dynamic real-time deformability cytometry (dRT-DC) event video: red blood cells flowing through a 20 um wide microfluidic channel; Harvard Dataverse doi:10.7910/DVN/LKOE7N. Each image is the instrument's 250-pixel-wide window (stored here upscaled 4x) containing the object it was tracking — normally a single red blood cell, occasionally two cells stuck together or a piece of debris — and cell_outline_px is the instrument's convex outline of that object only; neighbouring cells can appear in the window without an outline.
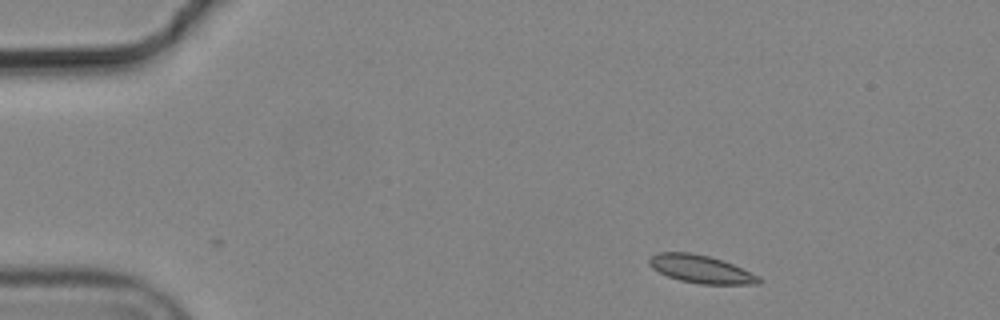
{"species": "common noctule bat (a hibernating species)", "species_latin": "Nyctalus noctula", "temperature_condition": "cold", "stored_images_in_passage": 5, "camera_frame_rate_fps": 3000, "um_per_image_px": 0.085, "animal": {"sex": "male", "body_mass_g": 19.2, "forearm_length_mm": 51.8}, "frame": {"image": 1, "passage_image": 1, "time_ms": 0.0, "image_size_px": [1000, 320], "cell_outline_px": [[764, 280], [760, 284], [700, 284], [680, 280], [668, 276], [652, 268], [648, 264], [648, 260], [656, 252], [688, 252], [708, 256], [732, 264], [760, 276]], "centroid_in_image_um": [59.59, 22.88], "position_along_channel_um": 25.4, "area_um2": 17.74}}
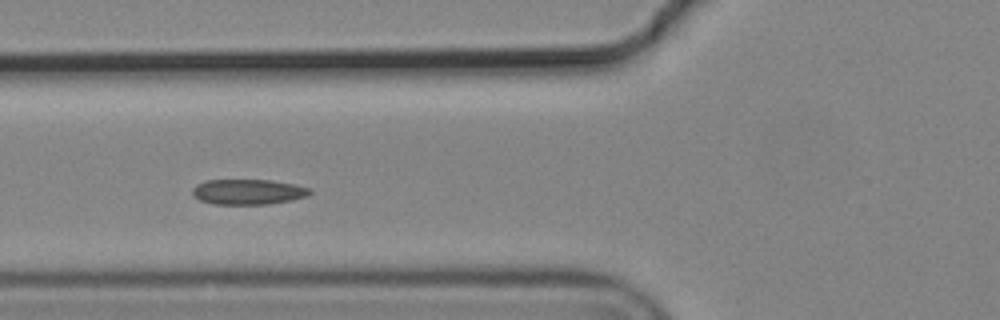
{"frame": {"image": 2, "passage_image": 4, "time_ms": 1.0, "image_size_px": [1000, 320], "cell_outline_px": [[312, 192], [308, 196], [292, 200], [268, 204], [212, 204], [200, 200], [192, 192], [192, 188], [196, 184], [204, 180], [272, 180], [312, 188]], "centroid_in_image_um": [21.1, 16.3], "position_along_channel_um": 104.7, "area_um2": 17.4}}
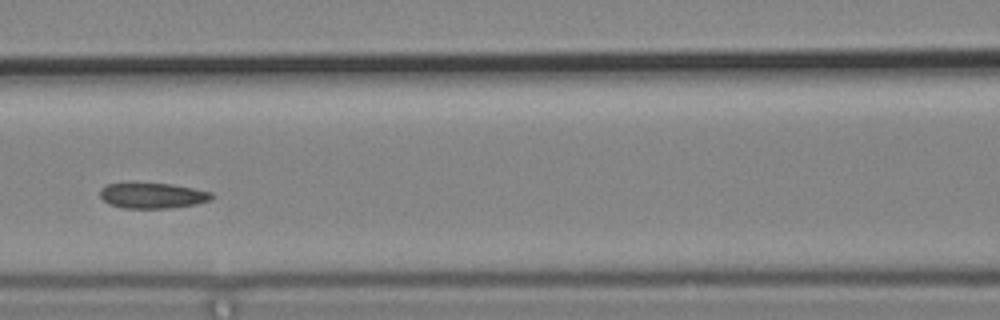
{"frame": {"image": 3, "passage_image": 5, "time_ms": 1.333, "image_size_px": [1000, 320], "cell_outline_px": [[212, 196], [208, 200], [196, 204], [168, 208], [124, 208], [108, 204], [100, 196], [100, 188], [108, 184], [172, 184], [212, 192]], "centroid_in_image_um": [12.94, 16.63], "position_along_channel_um": 153.7, "area_um2": 16.24}}